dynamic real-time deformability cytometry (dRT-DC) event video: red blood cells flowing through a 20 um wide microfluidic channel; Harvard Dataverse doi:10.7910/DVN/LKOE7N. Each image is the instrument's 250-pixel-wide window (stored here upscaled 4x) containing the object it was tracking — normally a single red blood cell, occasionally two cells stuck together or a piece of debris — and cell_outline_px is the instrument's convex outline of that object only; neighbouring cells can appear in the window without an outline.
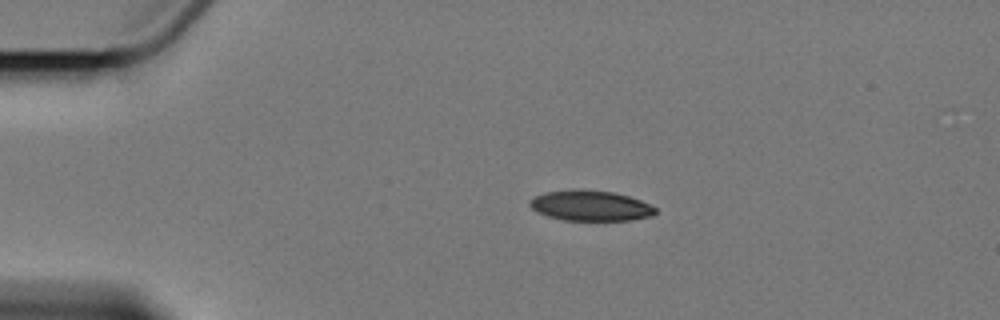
{"species": "Egyptian fruit bat (a non-hibernating species)", "species_latin": "Rousettus aegyptiacus", "temperature_condition": "cold", "stored_images_in_passage": 6, "camera_frame_rate_fps": 3000, "um_per_image_px": 0.085, "animal": {"sex": "female"}, "frame": {"image": 1, "passage_image": 1, "time_ms": 0.0, "image_size_px": [1000, 320], "cell_outline_px": [[656, 212], [652, 216], [632, 220], [564, 220], [548, 216], [536, 212], [528, 204], [536, 196], [548, 192], [576, 188], [612, 192], [628, 196], [640, 200], [656, 208]], "centroid_in_image_um": [50.2, 17.48], "position_along_channel_um": 34.8, "area_um2": 22.14}}
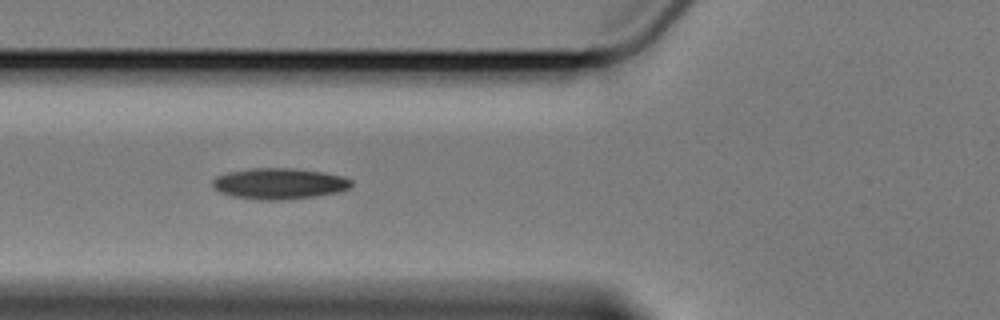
{"frame": {"image": 2, "passage_image": 4, "time_ms": 3.333, "image_size_px": [1000, 320], "cell_outline_px": [[352, 184], [348, 188], [336, 192], [288, 200], [260, 200], [232, 196], [220, 192], [212, 184], [212, 180], [216, 176], [228, 172], [252, 168], [296, 168], [324, 172], [340, 176], [352, 180]], "centroid_in_image_um": [23.71, 15.6], "position_along_channel_um": 102.1, "area_um2": 24.97}}
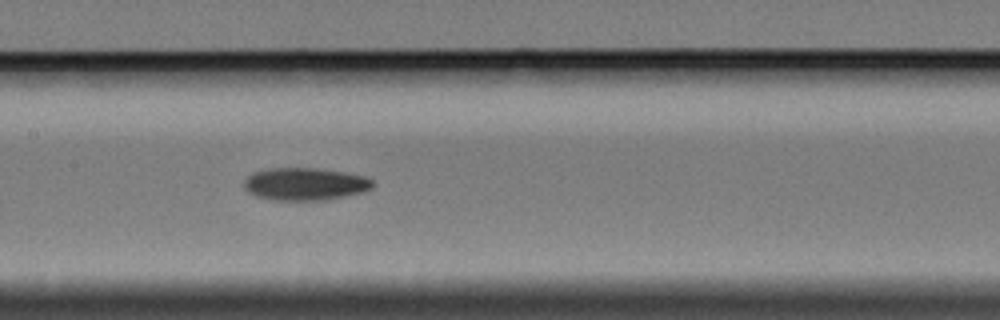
{"frame": {"image": 3, "passage_image": 6, "time_ms": 5.667, "image_size_px": [1000, 320], "cell_outline_px": [[372, 188], [364, 192], [324, 200], [272, 200], [256, 196], [248, 192], [244, 188], [244, 180], [248, 176], [256, 172], [272, 168], [316, 168], [368, 176], [372, 180]], "centroid_in_image_um": [25.94, 15.65], "position_along_channel_um": 181.5, "area_um2": 24.33}}